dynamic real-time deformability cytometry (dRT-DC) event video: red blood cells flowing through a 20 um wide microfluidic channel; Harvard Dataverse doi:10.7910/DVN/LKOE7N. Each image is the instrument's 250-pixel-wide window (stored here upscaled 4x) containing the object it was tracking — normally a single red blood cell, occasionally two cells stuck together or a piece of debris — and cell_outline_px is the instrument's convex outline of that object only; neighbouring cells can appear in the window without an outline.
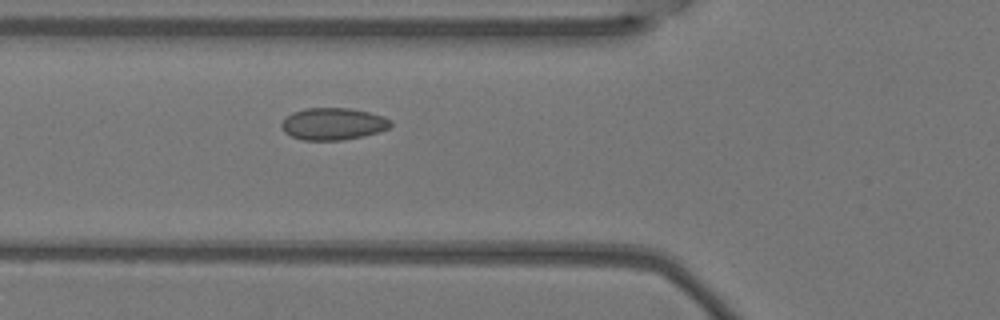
{"species": "Egyptian fruit bat (a non-hibernating species)", "species_latin": "Rousettus aegyptiacus", "temperature_condition": "warm", "stored_images_in_passage": 4, "camera_frame_rate_fps": 3000, "um_per_image_px": 0.085, "animal": {"sex": "female"}, "frame": {"image": 1, "passage_image": 4, "time_ms": 1.0, "image_size_px": [1000, 320], "cell_outline_px": [[392, 124], [388, 128], [364, 136], [344, 140], [304, 140], [292, 136], [284, 132], [280, 124], [292, 112], [304, 108], [352, 108], [384, 116], [392, 120]], "centroid_in_image_um": [28.32, 10.52], "position_along_channel_um": 97.5, "area_um2": 20.4}}